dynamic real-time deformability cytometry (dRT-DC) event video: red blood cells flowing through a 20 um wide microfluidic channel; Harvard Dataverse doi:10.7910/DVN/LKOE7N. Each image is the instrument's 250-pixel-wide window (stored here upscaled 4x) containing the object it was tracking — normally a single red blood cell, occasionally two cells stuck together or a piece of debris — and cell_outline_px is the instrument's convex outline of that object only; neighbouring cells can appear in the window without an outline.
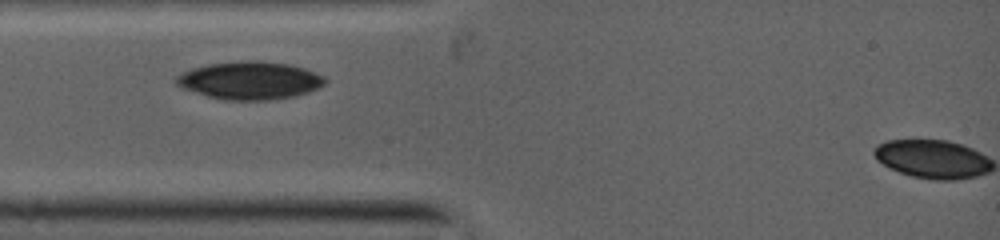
{"species": "common noctule bat (a hibernating species)", "species_latin": "Nyctalus noctula", "temperature_condition": "warm", "stored_images_in_passage": 2, "camera_frame_rate_fps": 5000, "um_per_image_px": 0.085, "animal": {"sex": "female", "body_mass_g": 19.0, "forearm_length_mm": 53.3}, "frame": {"image": 1, "passage_image": 1, "time_ms": 0.0, "image_size_px": [1000, 240], "cell_outline_px": [[324, 84], [308, 92], [296, 96], [264, 100], [232, 100], [208, 96], [184, 88], [176, 84], [176, 76], [192, 68], [208, 64], [240, 60], [256, 60], [288, 64], [304, 68], [320, 76], [324, 80]], "centroid_in_image_um": [21.2, 6.82], "position_along_channel_um": 63.8, "area_um2": 32.25}}
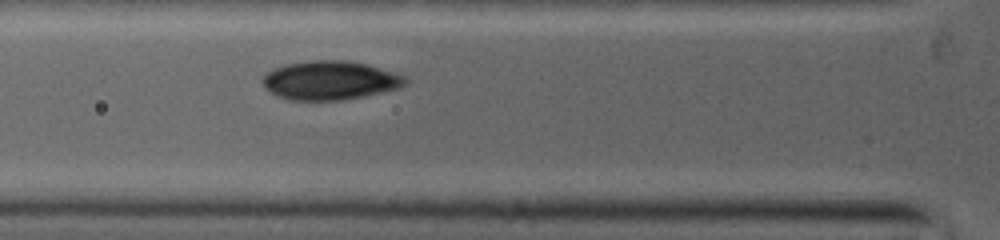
{"frame": {"image": 2, "passage_image": 2, "time_ms": 0.8, "image_size_px": [1000, 240], "cell_outline_px": [[408, 80], [400, 88], [364, 96], [340, 100], [292, 100], [276, 96], [264, 84], [264, 76], [268, 72], [276, 68], [288, 64], [312, 60], [340, 60], [364, 64], [404, 76]], "centroid_in_image_um": [28.06, 6.84], "position_along_channel_um": 97.7, "area_um2": 31.56}}